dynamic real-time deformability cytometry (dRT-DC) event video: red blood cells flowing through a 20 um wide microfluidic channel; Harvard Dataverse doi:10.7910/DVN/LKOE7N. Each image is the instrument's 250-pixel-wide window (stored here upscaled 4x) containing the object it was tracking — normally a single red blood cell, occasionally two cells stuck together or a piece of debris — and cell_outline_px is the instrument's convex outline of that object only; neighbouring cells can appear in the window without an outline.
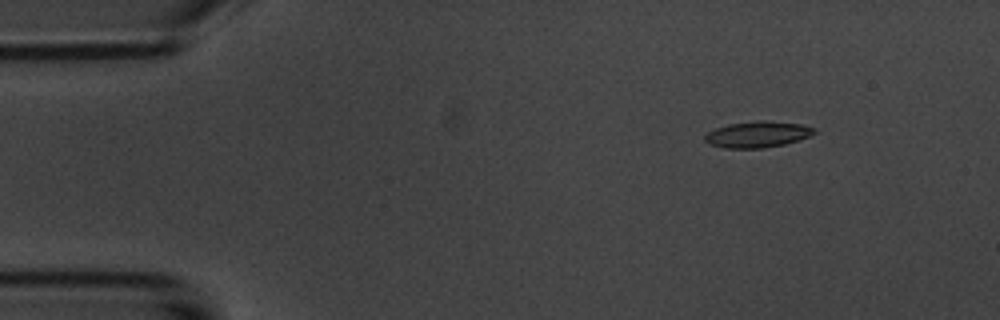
{"species": "common noctule bat (a hibernating species)", "species_latin": "Nyctalus noctula", "temperature_condition": "room temperature", "stored_images_in_passage": 9, "camera_frame_rate_fps": 3000, "um_per_image_px": 0.085, "animal": {"sex": "male", "body_mass_g": 20.1, "forearm_length_mm": 53.5}, "frame": {"image": 1, "passage_image": 1, "time_ms": 0.0, "image_size_px": [1000, 320], "cell_outline_px": [[816, 132], [800, 140], [784, 144], [764, 148], [724, 148], [712, 144], [704, 140], [704, 136], [708, 132], [716, 128], [728, 124], [800, 124], [816, 128]], "centroid_in_image_um": [64.37, 11.49], "position_along_channel_um": 20.6, "area_um2": 15.49}}
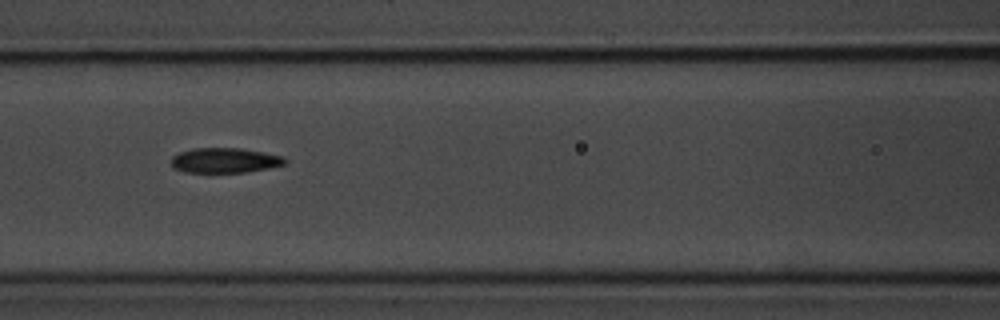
{"frame": {"image": 2, "passage_image": 6, "time_ms": 5.667, "image_size_px": [1000, 320], "cell_outline_px": [[288, 160], [284, 164], [268, 168], [248, 172], [184, 172], [172, 168], [172, 156], [180, 152], [192, 148], [240, 148], [280, 156]], "centroid_in_image_um": [19.06, 13.63], "position_along_channel_um": 147.5, "area_um2": 16.42}}
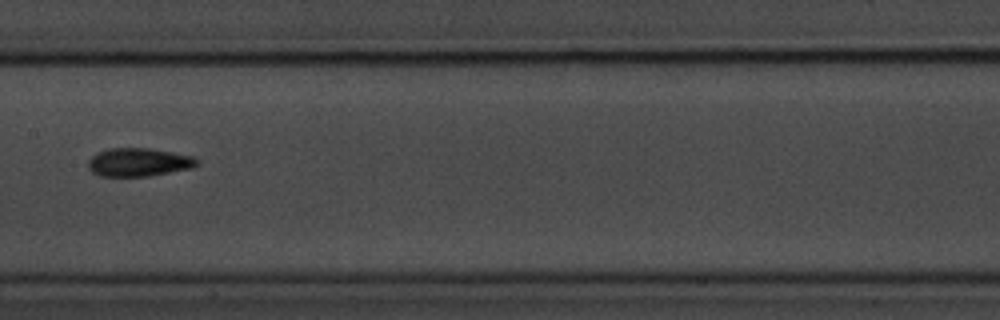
{"frame": {"image": 3, "passage_image": 7, "time_ms": 7.0, "image_size_px": [1000, 320], "cell_outline_px": [[200, 164], [192, 168], [148, 176], [100, 176], [92, 172], [88, 168], [88, 160], [96, 152], [108, 148], [148, 148], [196, 156], [200, 160]], "centroid_in_image_um": [11.81, 13.78], "position_along_channel_um": 195.6, "area_um2": 18.21}}